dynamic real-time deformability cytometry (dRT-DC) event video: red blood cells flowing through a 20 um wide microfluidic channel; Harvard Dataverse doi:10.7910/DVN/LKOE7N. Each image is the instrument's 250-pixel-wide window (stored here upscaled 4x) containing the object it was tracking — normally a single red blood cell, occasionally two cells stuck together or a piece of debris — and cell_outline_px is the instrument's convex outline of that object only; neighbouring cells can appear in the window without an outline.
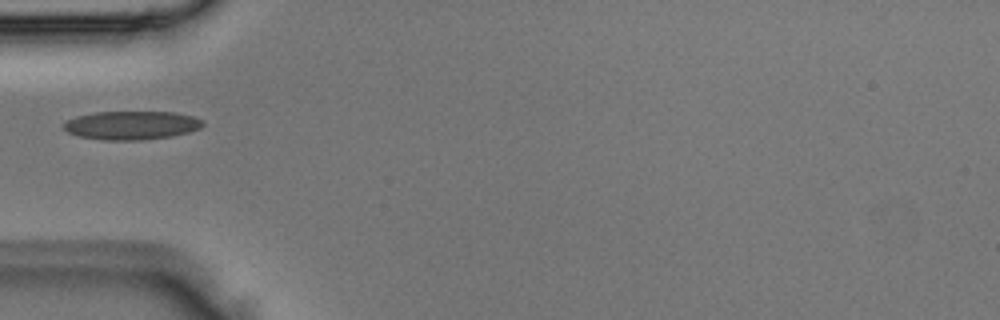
{"species": "Egyptian fruit bat (a non-hibernating species)", "species_latin": "Rousettus aegyptiacus", "temperature_condition": "room temperature", "stored_images_in_passage": 1, "camera_frame_rate_fps": 3000, "um_per_image_px": 0.085, "animal": {"sex": "male"}, "frame": {"image": 1, "passage_image": 1, "time_ms": 0.0, "image_size_px": [1000, 320], "cell_outline_px": [[204, 124], [200, 128], [188, 132], [172, 136], [144, 140], [100, 140], [80, 136], [68, 132], [64, 128], [64, 124], [68, 120], [76, 116], [96, 112], [176, 112], [192, 116], [204, 120]], "centroid_in_image_um": [11.21, 10.65], "position_along_channel_um": 73.8, "area_um2": 23.18}}